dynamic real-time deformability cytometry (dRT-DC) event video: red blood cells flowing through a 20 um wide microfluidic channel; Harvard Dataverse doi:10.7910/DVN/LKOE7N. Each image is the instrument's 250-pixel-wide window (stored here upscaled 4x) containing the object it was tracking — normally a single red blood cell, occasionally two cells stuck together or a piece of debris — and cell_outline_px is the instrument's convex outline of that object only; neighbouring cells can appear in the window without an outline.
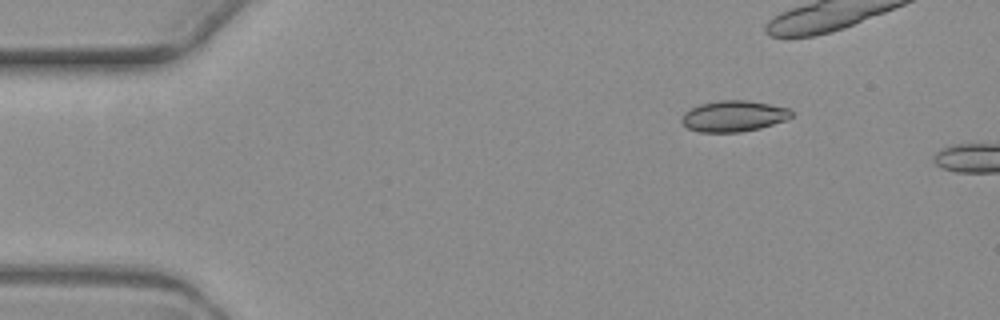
{"species": "common noctule bat (a hibernating species)", "species_latin": "Nyctalus noctula", "temperature_condition": "warm", "stored_images_in_passage": 2, "camera_frame_rate_fps": 3000, "um_per_image_px": 0.085, "animal": {"sex": "female", "body_mass_g": 19.3, "forearm_length_mm": 54.1}, "frame": {"image": 1, "passage_image": 2, "time_ms": 1.333, "image_size_px": [1000, 320], "cell_outline_px": [[792, 116], [784, 120], [760, 128], [740, 132], [700, 132], [688, 128], [680, 120], [684, 112], [700, 104], [720, 100], [748, 100], [792, 108]], "centroid_in_image_um": [62.37, 9.86], "position_along_channel_um": 22.6, "area_um2": 19.83}}